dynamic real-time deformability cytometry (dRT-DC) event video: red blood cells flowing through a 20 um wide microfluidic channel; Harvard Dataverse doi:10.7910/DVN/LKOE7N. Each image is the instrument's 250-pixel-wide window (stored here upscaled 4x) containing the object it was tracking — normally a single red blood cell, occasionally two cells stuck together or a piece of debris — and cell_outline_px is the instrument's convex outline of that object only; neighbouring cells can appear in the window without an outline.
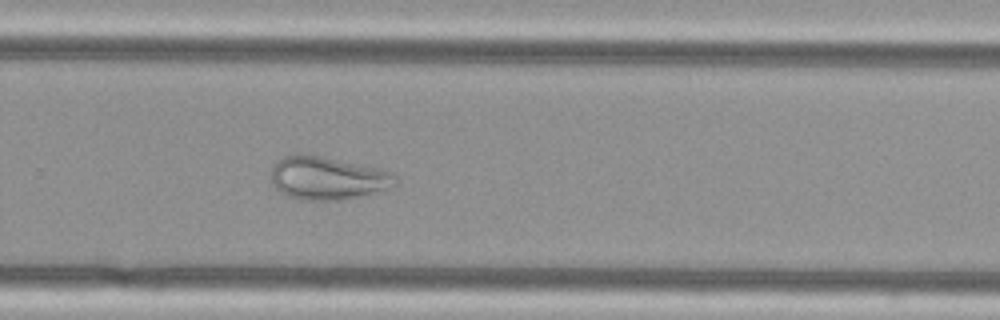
{"species": "Egyptian fruit bat (a non-hibernating species)", "species_latin": "Rousettus aegyptiacus", "temperature_condition": "cold", "stored_images_in_passage": 43, "camera_frame_rate_fps": 3000, "um_per_image_px": 0.085, "animal": {"sex": "female"}, "frame": {"image": 1, "passage_image": 25, "time_ms": 8.0, "image_size_px": [1000, 320], "cell_outline_px": [[396, 184], [388, 188], [360, 196], [340, 200], [304, 200], [288, 196], [276, 188], [272, 184], [272, 168], [284, 156], [296, 152], [320, 156], [376, 168], [392, 172], [396, 176]], "centroid_in_image_um": [27.82, 15.14], "position_along_channel_um": 302.0, "area_um2": 30.81}}